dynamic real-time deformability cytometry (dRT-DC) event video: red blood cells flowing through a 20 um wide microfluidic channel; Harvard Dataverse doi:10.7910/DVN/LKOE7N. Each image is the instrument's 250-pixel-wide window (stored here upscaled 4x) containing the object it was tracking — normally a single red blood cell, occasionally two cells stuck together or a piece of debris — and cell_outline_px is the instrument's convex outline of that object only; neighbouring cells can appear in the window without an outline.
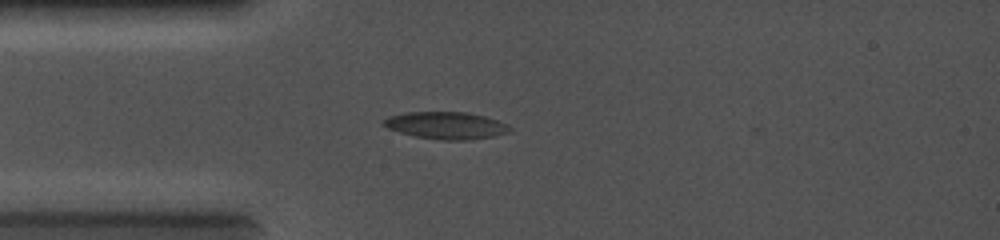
{"species": "common noctule bat (a hibernating species)", "species_latin": "Nyctalus noctula", "temperature_condition": "cold", "stored_images_in_passage": 39, "camera_frame_rate_fps": 5000, "um_per_image_px": 0.085, "animal": {"sex": "female", "body_mass_g": 19.0, "forearm_length_mm": 56.7}, "frame": {"image": 1, "passage_image": 5, "time_ms": 1.4, "image_size_px": [1000, 240], "cell_outline_px": [[512, 132], [496, 136], [468, 140], [440, 140], [416, 136], [400, 132], [388, 128], [380, 124], [388, 116], [404, 112], [468, 112], [484, 116], [508, 124], [512, 128]], "centroid_in_image_um": [37.95, 10.66], "position_along_channel_um": 47.1, "area_um2": 20.17}}
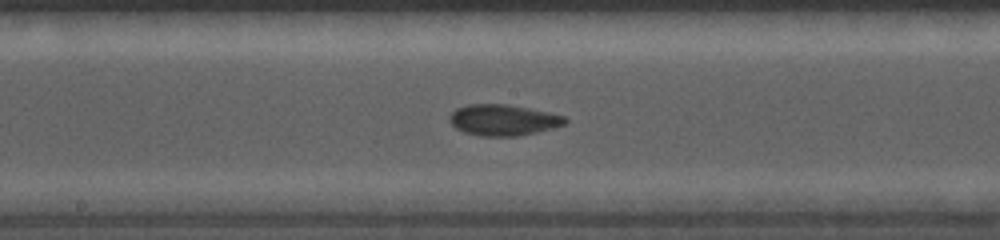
{"frame": {"image": 2, "passage_image": 15, "time_ms": 5.0, "image_size_px": [1000, 240], "cell_outline_px": [[568, 120], [564, 124], [552, 128], [536, 132], [516, 136], [480, 136], [464, 132], [456, 128], [448, 120], [448, 116], [456, 108], [468, 104], [508, 104], [548, 112], [564, 116]], "centroid_in_image_um": [42.73, 10.19], "position_along_channel_um": 205.5, "area_um2": 20.87}}
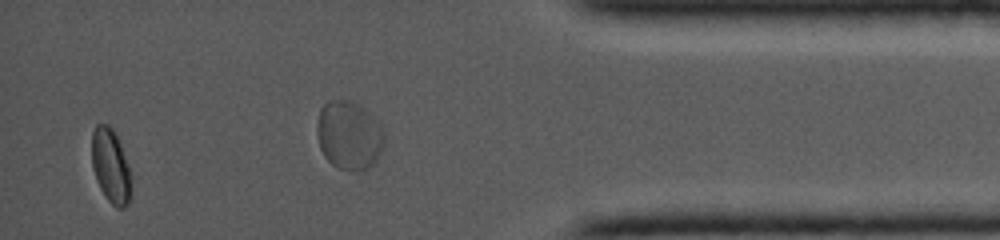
{"frame": {"image": 3, "passage_image": 34, "time_ms": 9.6, "image_size_px": [1000, 240], "cell_outline_px": [[132, 192], [128, 204], [124, 208], [116, 208], [104, 196], [96, 180], [92, 168], [92, 132], [96, 124], [108, 124], [112, 128], [120, 144], [128, 168], [132, 188]], "centroid_in_image_um": [9.4, 14.15], "position_along_channel_um": 425.8, "area_um2": 16.99}}